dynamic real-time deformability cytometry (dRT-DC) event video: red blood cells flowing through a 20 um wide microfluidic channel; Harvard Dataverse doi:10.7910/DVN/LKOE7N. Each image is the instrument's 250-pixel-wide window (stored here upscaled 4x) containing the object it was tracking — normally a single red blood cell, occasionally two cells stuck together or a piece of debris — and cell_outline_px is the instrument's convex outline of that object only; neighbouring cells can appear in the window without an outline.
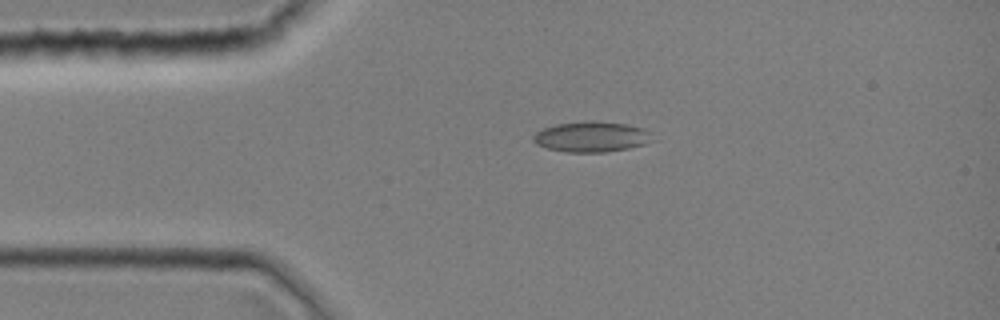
{"species": "common noctule bat (a hibernating species)", "species_latin": "Nyctalus noctula", "temperature_condition": "room temperature", "stored_images_in_passage": 1, "camera_frame_rate_fps": 3000, "um_per_image_px": 0.085, "animal": {"sex": "female", "body_mass_g": 19.0, "forearm_length_mm": 51.5}, "frame": {"image": 1, "passage_image": 1, "time_ms": 0.0, "image_size_px": [1000, 320], "cell_outline_px": [[652, 140], [644, 144], [628, 148], [604, 152], [568, 152], [548, 148], [536, 144], [532, 140], [532, 136], [536, 132], [544, 128], [556, 124], [588, 120], [624, 124], [644, 128], [648, 132]], "centroid_in_image_um": [50.23, 11.62], "position_along_channel_um": 34.8, "area_um2": 20.92}}